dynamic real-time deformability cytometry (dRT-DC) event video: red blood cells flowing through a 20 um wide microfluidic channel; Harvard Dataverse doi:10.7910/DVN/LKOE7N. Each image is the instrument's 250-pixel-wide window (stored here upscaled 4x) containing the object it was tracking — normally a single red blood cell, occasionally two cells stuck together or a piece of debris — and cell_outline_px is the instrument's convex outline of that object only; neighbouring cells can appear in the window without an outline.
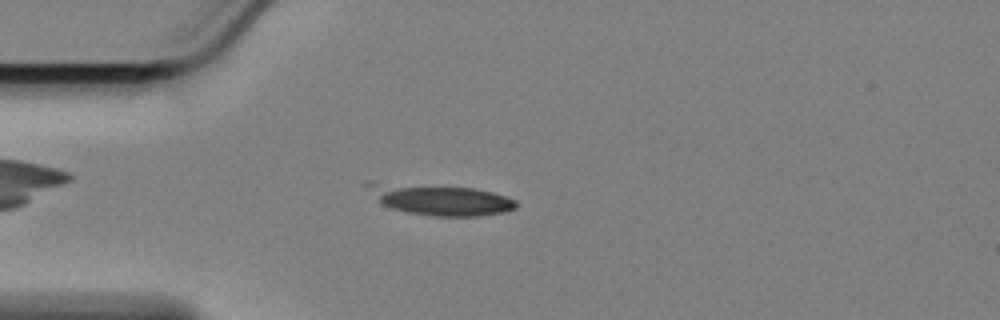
{"species": "Egyptian fruit bat (a non-hibernating species)", "species_latin": "Rousettus aegyptiacus", "temperature_condition": "cold", "stored_images_in_passage": 46, "camera_frame_rate_fps": 3000, "um_per_image_px": 0.085, "animal": {"sex": "female"}, "frame": {"image": 1, "passage_image": 9, "time_ms": 2.667, "image_size_px": [1000, 320], "cell_outline_px": [[516, 208], [504, 212], [480, 216], [432, 216], [408, 212], [392, 208], [384, 204], [364, 184], [364, 180], [368, 180], [476, 188], [492, 192], [516, 200]], "centroid_in_image_um": [37.38, 16.94], "position_along_channel_um": 47.6, "area_um2": 26.82}}
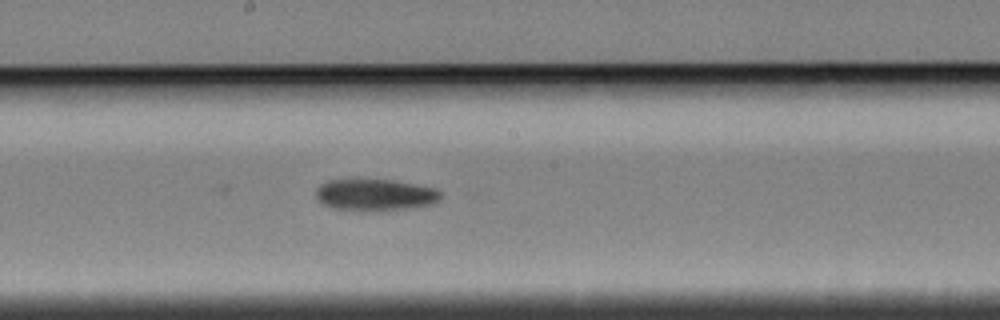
{"frame": {"image": 2, "passage_image": 25, "time_ms": 8.0, "image_size_px": [1000, 320], "cell_outline_px": [[440, 200], [432, 204], [412, 208], [376, 212], [356, 212], [328, 208], [316, 196], [316, 188], [320, 184], [328, 180], [392, 180], [416, 184], [436, 188], [440, 192]], "centroid_in_image_um": [31.87, 16.6], "position_along_channel_um": 216.3, "area_um2": 23.64}}
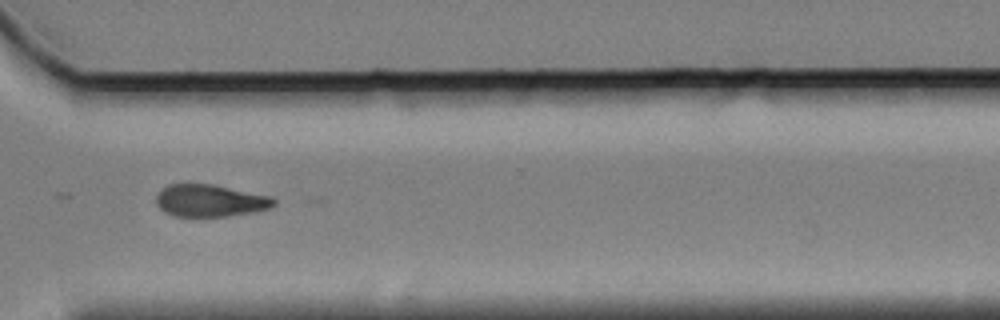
{"frame": {"image": 3, "passage_image": 37, "time_ms": 12.0, "image_size_px": [1000, 320], "cell_outline_px": [[276, 204], [272, 208], [256, 212], [228, 216], [176, 216], [164, 212], [156, 204], [156, 196], [168, 184], [212, 184], [272, 196], [276, 200]], "centroid_in_image_um": [17.91, 17.06], "position_along_channel_um": 352.7, "area_um2": 22.2}, "authors_computed_cell_mechanics": {"area_um2": 23.5535, "velocity_mm_per_s": 3.4157, "shape_relaxation_time_tau1_ms": 3.5484, "shape_relaxation_time_tau2_ms": null, "deformation_change_tau1": 0.1019, "deformation_change_tau2": null}}